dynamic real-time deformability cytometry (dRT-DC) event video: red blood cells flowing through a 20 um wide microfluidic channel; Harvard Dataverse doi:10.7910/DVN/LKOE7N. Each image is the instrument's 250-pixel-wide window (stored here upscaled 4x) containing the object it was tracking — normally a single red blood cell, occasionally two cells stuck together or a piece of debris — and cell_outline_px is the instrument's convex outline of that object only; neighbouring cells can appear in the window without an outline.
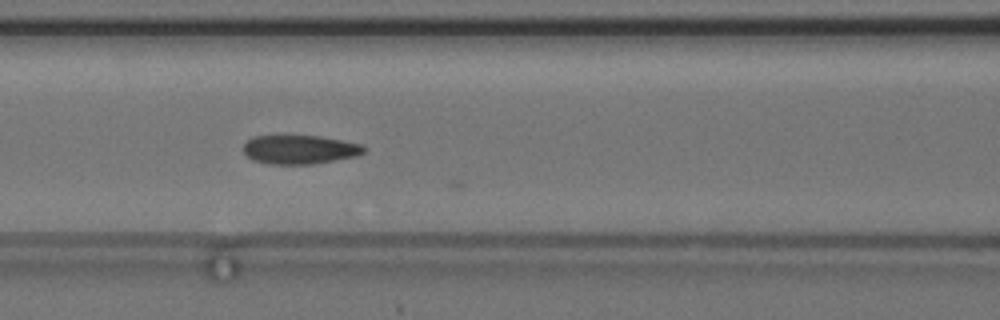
{"species": "common noctule bat (a hibernating species)", "species_latin": "Nyctalus noctula", "temperature_condition": "cold", "stored_images_in_passage": 37, "camera_frame_rate_fps": 3000, "um_per_image_px": 0.085, "animal": {"sex": "female", "body_mass_g": 24.6, "forearm_length_mm": 56.2}, "frame": {"image": 1, "passage_image": 13, "time_ms": 4.0, "image_size_px": [1000, 320], "cell_outline_px": [[368, 148], [364, 152], [356, 156], [316, 164], [268, 164], [252, 160], [244, 152], [244, 144], [252, 136], [320, 136], [364, 144]], "centroid_in_image_um": [25.52, 12.71], "position_along_channel_um": 141.1, "area_um2": 20.46}, "authors_computed_cell_mechanics": {"area_um2": 20.6346, "velocity_mm_per_s": 3.674, "shape_relaxation_time_tau1_ms": null, "shape_relaxation_time_tau2_ms": 1.5794, "deformation_change_tau1": null, "deformation_change_tau2": 0.0733}}